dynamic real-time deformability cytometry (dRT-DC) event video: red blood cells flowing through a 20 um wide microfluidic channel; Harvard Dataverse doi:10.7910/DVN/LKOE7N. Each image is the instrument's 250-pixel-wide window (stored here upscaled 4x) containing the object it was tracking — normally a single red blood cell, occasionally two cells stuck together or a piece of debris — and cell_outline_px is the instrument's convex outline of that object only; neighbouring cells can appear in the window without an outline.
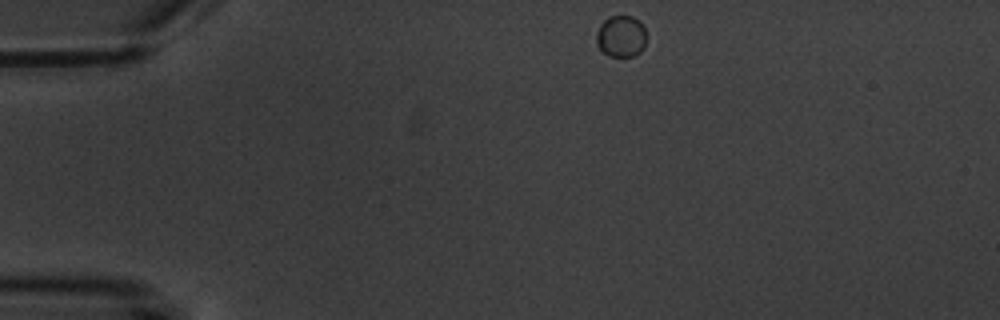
{"species": "common noctule bat (a hibernating species)", "species_latin": "Nyctalus noctula", "temperature_condition": "warm", "stored_images_in_passage": 3, "camera_frame_rate_fps": 3000, "um_per_image_px": 0.085, "animal": {"sex": "male", "body_mass_g": 20.1, "forearm_length_mm": 53.5}, "frame": {"image": 1, "passage_image": 1, "time_ms": 0.0, "image_size_px": [1000, 320], "cell_outline_px": [[644, 48], [640, 52], [632, 56], [608, 56], [596, 44], [596, 36], [600, 24], [608, 16], [632, 16], [640, 20], [644, 28]], "centroid_in_image_um": [52.77, 3.07], "position_along_channel_um": 32.2, "area_um2": 12.08}}